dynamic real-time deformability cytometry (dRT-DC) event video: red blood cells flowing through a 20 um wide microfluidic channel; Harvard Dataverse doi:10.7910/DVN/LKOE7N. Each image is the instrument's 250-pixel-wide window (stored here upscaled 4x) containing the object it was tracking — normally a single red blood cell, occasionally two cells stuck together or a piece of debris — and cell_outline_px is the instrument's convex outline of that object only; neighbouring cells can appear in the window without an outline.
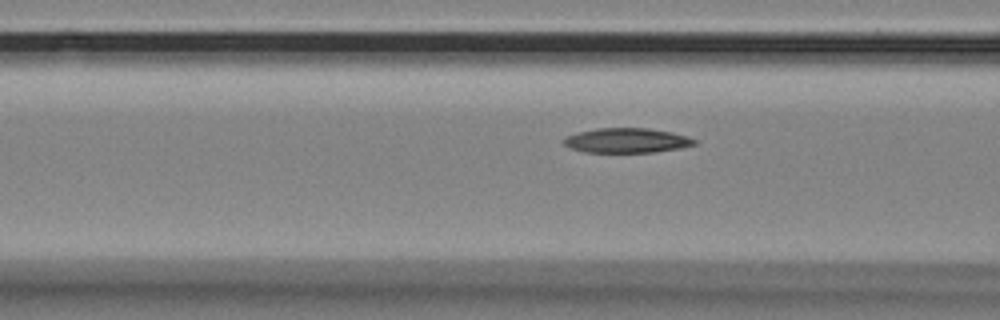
{"species": "Egyptian fruit bat (a non-hibernating species)", "species_latin": "Rousettus aegyptiacus", "temperature_condition": "room temperature", "stored_images_in_passage": 14, "camera_frame_rate_fps": 3000, "um_per_image_px": 0.085, "animal": {"sex": "female"}, "frame": {"image": 1, "passage_image": 12, "time_ms": 3.667, "image_size_px": [1000, 320], "cell_outline_px": [[696, 144], [680, 148], [656, 152], [584, 152], [572, 148], [564, 144], [560, 140], [564, 136], [596, 128], [648, 128], [672, 132], [688, 136], [696, 140]], "centroid_in_image_um": [53.26, 11.93], "position_along_channel_um": 113.3, "area_um2": 18.9}}